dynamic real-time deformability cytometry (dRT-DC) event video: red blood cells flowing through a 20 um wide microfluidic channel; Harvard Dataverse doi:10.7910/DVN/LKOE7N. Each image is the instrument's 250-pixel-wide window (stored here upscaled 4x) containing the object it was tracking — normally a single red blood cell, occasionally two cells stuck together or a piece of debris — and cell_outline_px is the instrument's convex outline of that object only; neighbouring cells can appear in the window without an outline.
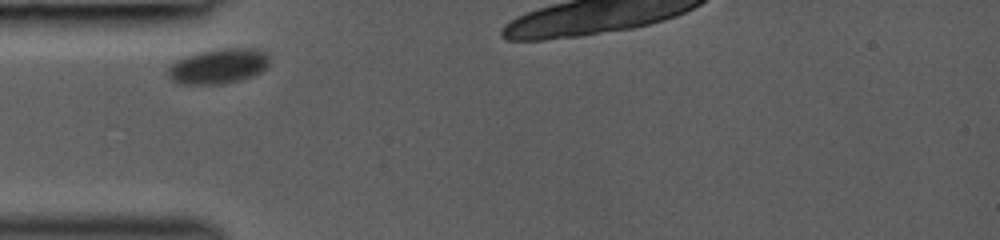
{"species": "common noctule bat (a hibernating species)", "species_latin": "Nyctalus noctula", "temperature_condition": "room temperature", "stored_images_in_passage": 3, "camera_frame_rate_fps": 3000, "um_per_image_px": 0.085, "animal": {"sex": "female", "body_mass_g": 19.0, "forearm_length_mm": 53.3}, "frame": {"image": 1, "passage_image": 1, "time_ms": 0.0, "image_size_px": [1000, 240], "cell_outline_px": [[268, 64], [260, 72], [252, 76], [240, 80], [224, 84], [180, 84], [172, 80], [168, 76], [168, 68], [176, 60], [184, 56], [200, 52], [224, 48], [252, 48], [268, 52]], "centroid_in_image_um": [18.56, 5.63], "position_along_channel_um": 66.4, "area_um2": 20.69}}